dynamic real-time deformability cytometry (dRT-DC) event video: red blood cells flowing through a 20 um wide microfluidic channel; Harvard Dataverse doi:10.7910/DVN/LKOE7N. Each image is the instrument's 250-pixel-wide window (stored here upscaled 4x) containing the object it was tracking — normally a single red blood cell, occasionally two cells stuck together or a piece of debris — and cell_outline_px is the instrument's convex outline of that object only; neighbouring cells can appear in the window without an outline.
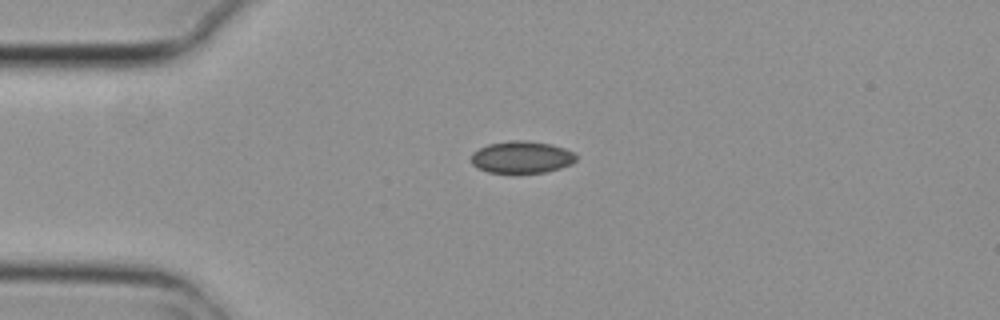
{"species": "common noctule bat (a hibernating species)", "species_latin": "Nyctalus noctula", "temperature_condition": "cold", "stored_images_in_passage": 2, "camera_frame_rate_fps": 3000, "um_per_image_px": 0.085, "animal": {"sex": "female", "body_mass_g": 29.2, "forearm_length_mm": 56.3}, "frame": {"image": 1, "passage_image": 1, "time_ms": 0.0, "image_size_px": [1000, 320], "cell_outline_px": [[576, 160], [572, 164], [560, 168], [544, 172], [488, 172], [476, 168], [472, 164], [472, 152], [488, 144], [512, 140], [524, 140], [552, 144], [564, 148], [572, 152], [576, 156]], "centroid_in_image_um": [44.33, 13.35], "position_along_channel_um": 40.7, "area_um2": 19.48}}